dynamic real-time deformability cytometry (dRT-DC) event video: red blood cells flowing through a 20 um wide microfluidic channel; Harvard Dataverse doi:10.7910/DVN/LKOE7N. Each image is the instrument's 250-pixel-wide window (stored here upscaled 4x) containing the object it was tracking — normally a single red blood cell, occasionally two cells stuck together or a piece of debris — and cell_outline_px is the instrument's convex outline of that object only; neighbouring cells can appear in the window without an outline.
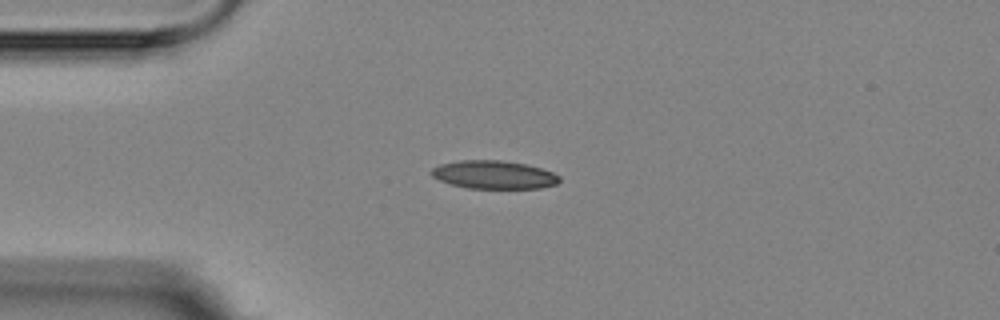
{"species": "Egyptian fruit bat (a non-hibernating species)", "species_latin": "Rousettus aegyptiacus", "temperature_condition": "room temperature", "stored_images_in_passage": 14, "camera_frame_rate_fps": 3000, "um_per_image_px": 0.085, "animal": {"sex": "female"}, "frame": {"image": 1, "passage_image": 2, "time_ms": 1.0, "image_size_px": [1000, 320], "cell_outline_px": [[560, 180], [556, 184], [540, 188], [468, 188], [452, 184], [440, 180], [432, 176], [428, 172], [432, 168], [440, 164], [460, 160], [500, 160], [524, 164], [540, 168], [552, 172], [560, 176]], "centroid_in_image_um": [41.95, 14.85], "position_along_channel_um": 43.0, "area_um2": 20.92}}
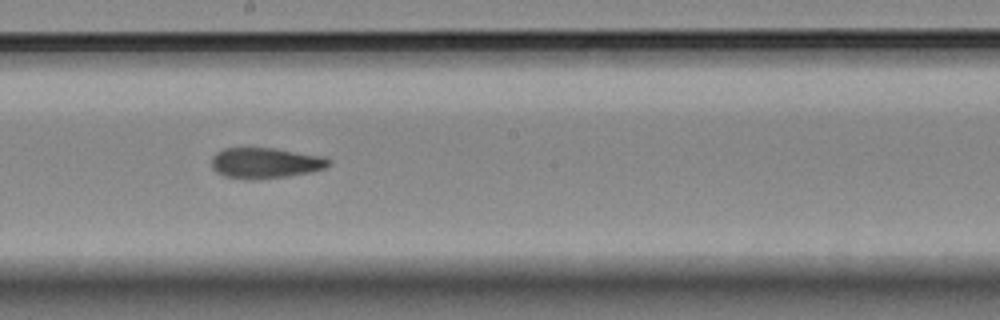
{"frame": {"image": 2, "passage_image": 7, "time_ms": 6.667, "image_size_px": [1000, 320], "cell_outline_px": [[332, 164], [324, 168], [308, 172], [288, 176], [244, 180], [224, 176], [216, 172], [212, 168], [212, 156], [216, 152], [224, 148], [276, 148], [324, 156], [332, 160]], "centroid_in_image_um": [22.55, 13.85], "position_along_channel_um": 225.6, "area_um2": 21.1}}
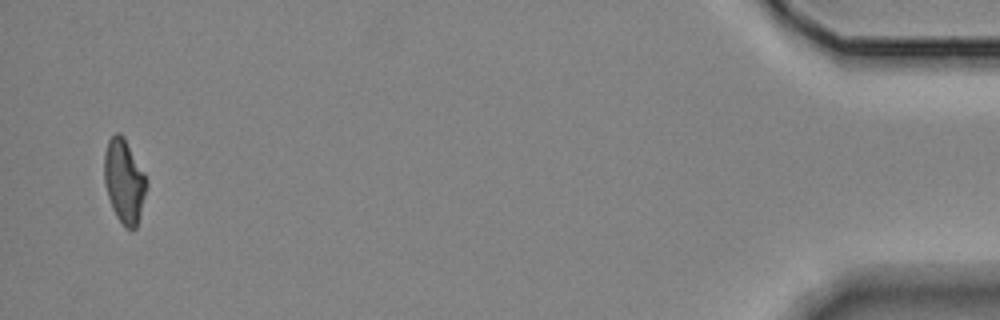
{"frame": {"image": 3, "passage_image": 14, "time_ms": 14.667, "image_size_px": [1000, 320], "cell_outline_px": [[148, 184], [136, 228], [124, 228], [116, 216], [112, 208], [108, 196], [104, 180], [104, 152], [108, 140], [116, 132], [120, 132], [124, 136], [144, 172], [148, 180]], "centroid_in_image_um": [10.55, 15.37], "position_along_channel_um": 424.6, "area_um2": 20.75}, "authors_computed_cell_mechanics": {"area_um2": 21.2126, "velocity_mm_per_s": 3.5585, "shape_relaxation_time_tau1_ms": 9.4286, "shape_relaxation_time_tau2_ms": 4.5482, "deformation_change_tau1": 0.1913, "deformation_change_tau2": 0.1146}}